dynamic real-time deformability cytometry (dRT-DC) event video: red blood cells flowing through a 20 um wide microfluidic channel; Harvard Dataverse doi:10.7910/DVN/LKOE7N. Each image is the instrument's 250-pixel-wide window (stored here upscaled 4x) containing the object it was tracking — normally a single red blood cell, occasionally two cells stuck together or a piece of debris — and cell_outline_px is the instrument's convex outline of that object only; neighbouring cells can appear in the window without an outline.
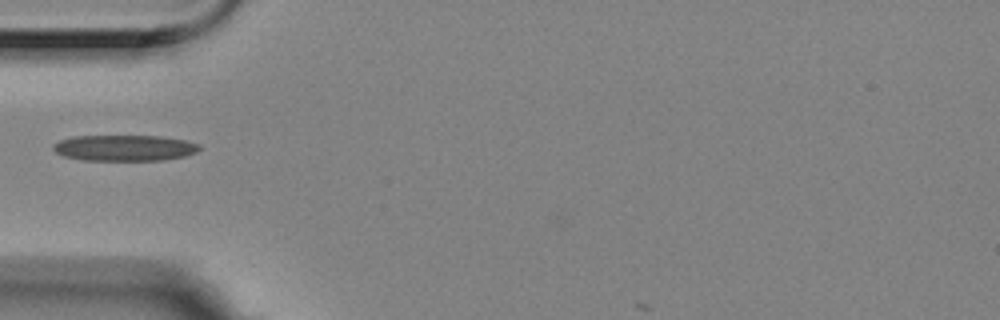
{"species": "Egyptian fruit bat (a non-hibernating species)", "species_latin": "Rousettus aegyptiacus", "temperature_condition": "room temperature", "stored_images_in_passage": 3, "camera_frame_rate_fps": 3000, "um_per_image_px": 0.085, "animal": {"sex": "female"}, "frame": {"image": 1, "passage_image": 2, "time_ms": 0.333, "image_size_px": [1000, 320], "cell_outline_px": [[200, 148], [196, 152], [184, 156], [164, 160], [80, 160], [64, 156], [56, 152], [52, 148], [52, 144], [60, 140], [72, 136], [160, 136], [184, 140], [200, 144]], "centroid_in_image_um": [10.55, 12.57], "position_along_channel_um": 74.4, "area_um2": 22.14}}